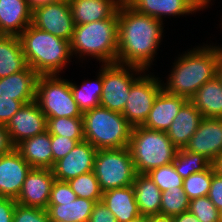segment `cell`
Returning <instances> with one entry per match:
<instances>
[{
	"label": "cell",
	"instance_id": "cell-1",
	"mask_svg": "<svg viewBox=\"0 0 222 222\" xmlns=\"http://www.w3.org/2000/svg\"><path fill=\"white\" fill-rule=\"evenodd\" d=\"M118 51L116 63L150 71L166 33L160 20L141 14L123 1L118 8ZM156 57V59H155ZM153 65V66H152ZM152 68V69H150Z\"/></svg>",
	"mask_w": 222,
	"mask_h": 222
},
{
	"label": "cell",
	"instance_id": "cell-2",
	"mask_svg": "<svg viewBox=\"0 0 222 222\" xmlns=\"http://www.w3.org/2000/svg\"><path fill=\"white\" fill-rule=\"evenodd\" d=\"M207 42L175 56L168 77L166 80L161 77L165 92L189 100L204 83L217 76V42Z\"/></svg>",
	"mask_w": 222,
	"mask_h": 222
},
{
	"label": "cell",
	"instance_id": "cell-3",
	"mask_svg": "<svg viewBox=\"0 0 222 222\" xmlns=\"http://www.w3.org/2000/svg\"><path fill=\"white\" fill-rule=\"evenodd\" d=\"M26 62L39 75H60L70 66V42L32 24L18 36Z\"/></svg>",
	"mask_w": 222,
	"mask_h": 222
},
{
	"label": "cell",
	"instance_id": "cell-4",
	"mask_svg": "<svg viewBox=\"0 0 222 222\" xmlns=\"http://www.w3.org/2000/svg\"><path fill=\"white\" fill-rule=\"evenodd\" d=\"M70 50L73 61L78 60V63H84L87 59L89 62L91 58L99 61V64L116 63L118 12L112 18L75 25Z\"/></svg>",
	"mask_w": 222,
	"mask_h": 222
},
{
	"label": "cell",
	"instance_id": "cell-5",
	"mask_svg": "<svg viewBox=\"0 0 222 222\" xmlns=\"http://www.w3.org/2000/svg\"><path fill=\"white\" fill-rule=\"evenodd\" d=\"M84 140L97 150L128 147L133 126L120 112L96 107L83 113Z\"/></svg>",
	"mask_w": 222,
	"mask_h": 222
},
{
	"label": "cell",
	"instance_id": "cell-6",
	"mask_svg": "<svg viewBox=\"0 0 222 222\" xmlns=\"http://www.w3.org/2000/svg\"><path fill=\"white\" fill-rule=\"evenodd\" d=\"M137 174H147L152 169L170 164L179 150L167 132L133 127L129 146Z\"/></svg>",
	"mask_w": 222,
	"mask_h": 222
},
{
	"label": "cell",
	"instance_id": "cell-7",
	"mask_svg": "<svg viewBox=\"0 0 222 222\" xmlns=\"http://www.w3.org/2000/svg\"><path fill=\"white\" fill-rule=\"evenodd\" d=\"M93 172L103 192L132 186L137 175L128 147L97 150Z\"/></svg>",
	"mask_w": 222,
	"mask_h": 222
},
{
	"label": "cell",
	"instance_id": "cell-8",
	"mask_svg": "<svg viewBox=\"0 0 222 222\" xmlns=\"http://www.w3.org/2000/svg\"><path fill=\"white\" fill-rule=\"evenodd\" d=\"M62 75H40L37 81L36 101L46 118L82 117L76 104L70 79Z\"/></svg>",
	"mask_w": 222,
	"mask_h": 222
},
{
	"label": "cell",
	"instance_id": "cell-9",
	"mask_svg": "<svg viewBox=\"0 0 222 222\" xmlns=\"http://www.w3.org/2000/svg\"><path fill=\"white\" fill-rule=\"evenodd\" d=\"M146 71L136 67L119 63L103 64V86L100 106L122 113L131 86Z\"/></svg>",
	"mask_w": 222,
	"mask_h": 222
},
{
	"label": "cell",
	"instance_id": "cell-10",
	"mask_svg": "<svg viewBox=\"0 0 222 222\" xmlns=\"http://www.w3.org/2000/svg\"><path fill=\"white\" fill-rule=\"evenodd\" d=\"M149 73V74H148ZM146 71L132 86L122 115L133 126H142L162 90L161 78Z\"/></svg>",
	"mask_w": 222,
	"mask_h": 222
},
{
	"label": "cell",
	"instance_id": "cell-11",
	"mask_svg": "<svg viewBox=\"0 0 222 222\" xmlns=\"http://www.w3.org/2000/svg\"><path fill=\"white\" fill-rule=\"evenodd\" d=\"M36 28L54 36L71 41L75 28L68 0L47 4L32 13V23Z\"/></svg>",
	"mask_w": 222,
	"mask_h": 222
},
{
	"label": "cell",
	"instance_id": "cell-12",
	"mask_svg": "<svg viewBox=\"0 0 222 222\" xmlns=\"http://www.w3.org/2000/svg\"><path fill=\"white\" fill-rule=\"evenodd\" d=\"M13 145L47 130V118L36 100L24 104L6 124Z\"/></svg>",
	"mask_w": 222,
	"mask_h": 222
},
{
	"label": "cell",
	"instance_id": "cell-13",
	"mask_svg": "<svg viewBox=\"0 0 222 222\" xmlns=\"http://www.w3.org/2000/svg\"><path fill=\"white\" fill-rule=\"evenodd\" d=\"M97 149L83 140L63 158L56 161L52 173L56 180L69 181L81 174L93 171Z\"/></svg>",
	"mask_w": 222,
	"mask_h": 222
},
{
	"label": "cell",
	"instance_id": "cell-14",
	"mask_svg": "<svg viewBox=\"0 0 222 222\" xmlns=\"http://www.w3.org/2000/svg\"><path fill=\"white\" fill-rule=\"evenodd\" d=\"M54 181L51 169L32 168L16 199L17 204L46 210Z\"/></svg>",
	"mask_w": 222,
	"mask_h": 222
},
{
	"label": "cell",
	"instance_id": "cell-15",
	"mask_svg": "<svg viewBox=\"0 0 222 222\" xmlns=\"http://www.w3.org/2000/svg\"><path fill=\"white\" fill-rule=\"evenodd\" d=\"M135 11L160 20L196 15L203 10L193 0H124ZM195 13V14H194ZM165 19V20H164Z\"/></svg>",
	"mask_w": 222,
	"mask_h": 222
},
{
	"label": "cell",
	"instance_id": "cell-16",
	"mask_svg": "<svg viewBox=\"0 0 222 222\" xmlns=\"http://www.w3.org/2000/svg\"><path fill=\"white\" fill-rule=\"evenodd\" d=\"M183 149L201 154L212 163L222 152V119L203 118Z\"/></svg>",
	"mask_w": 222,
	"mask_h": 222
},
{
	"label": "cell",
	"instance_id": "cell-17",
	"mask_svg": "<svg viewBox=\"0 0 222 222\" xmlns=\"http://www.w3.org/2000/svg\"><path fill=\"white\" fill-rule=\"evenodd\" d=\"M31 169L16 149L0 155V196L16 200Z\"/></svg>",
	"mask_w": 222,
	"mask_h": 222
},
{
	"label": "cell",
	"instance_id": "cell-18",
	"mask_svg": "<svg viewBox=\"0 0 222 222\" xmlns=\"http://www.w3.org/2000/svg\"><path fill=\"white\" fill-rule=\"evenodd\" d=\"M187 101L185 97L169 94L162 89L155 98L152 109L142 126L150 130L167 132L179 110Z\"/></svg>",
	"mask_w": 222,
	"mask_h": 222
},
{
	"label": "cell",
	"instance_id": "cell-19",
	"mask_svg": "<svg viewBox=\"0 0 222 222\" xmlns=\"http://www.w3.org/2000/svg\"><path fill=\"white\" fill-rule=\"evenodd\" d=\"M39 74L30 66L25 70L0 78V96L12 97L24 104L36 100Z\"/></svg>",
	"mask_w": 222,
	"mask_h": 222
},
{
	"label": "cell",
	"instance_id": "cell-20",
	"mask_svg": "<svg viewBox=\"0 0 222 222\" xmlns=\"http://www.w3.org/2000/svg\"><path fill=\"white\" fill-rule=\"evenodd\" d=\"M124 0H68L75 25L112 18Z\"/></svg>",
	"mask_w": 222,
	"mask_h": 222
},
{
	"label": "cell",
	"instance_id": "cell-21",
	"mask_svg": "<svg viewBox=\"0 0 222 222\" xmlns=\"http://www.w3.org/2000/svg\"><path fill=\"white\" fill-rule=\"evenodd\" d=\"M26 0H0V35L19 36L32 23Z\"/></svg>",
	"mask_w": 222,
	"mask_h": 222
},
{
	"label": "cell",
	"instance_id": "cell-22",
	"mask_svg": "<svg viewBox=\"0 0 222 222\" xmlns=\"http://www.w3.org/2000/svg\"><path fill=\"white\" fill-rule=\"evenodd\" d=\"M203 119L201 112L188 100L174 118L167 135L178 148H184Z\"/></svg>",
	"mask_w": 222,
	"mask_h": 222
},
{
	"label": "cell",
	"instance_id": "cell-23",
	"mask_svg": "<svg viewBox=\"0 0 222 222\" xmlns=\"http://www.w3.org/2000/svg\"><path fill=\"white\" fill-rule=\"evenodd\" d=\"M51 145V134L46 130L25 139L15 149L32 168L52 169Z\"/></svg>",
	"mask_w": 222,
	"mask_h": 222
},
{
	"label": "cell",
	"instance_id": "cell-24",
	"mask_svg": "<svg viewBox=\"0 0 222 222\" xmlns=\"http://www.w3.org/2000/svg\"><path fill=\"white\" fill-rule=\"evenodd\" d=\"M101 201L112 212L118 222H129L141 216L133 186L104 191Z\"/></svg>",
	"mask_w": 222,
	"mask_h": 222
},
{
	"label": "cell",
	"instance_id": "cell-25",
	"mask_svg": "<svg viewBox=\"0 0 222 222\" xmlns=\"http://www.w3.org/2000/svg\"><path fill=\"white\" fill-rule=\"evenodd\" d=\"M189 101L201 112L203 118L222 119V81L216 76L204 83Z\"/></svg>",
	"mask_w": 222,
	"mask_h": 222
},
{
	"label": "cell",
	"instance_id": "cell-26",
	"mask_svg": "<svg viewBox=\"0 0 222 222\" xmlns=\"http://www.w3.org/2000/svg\"><path fill=\"white\" fill-rule=\"evenodd\" d=\"M95 202L77 197L70 202H48L47 213L51 221L89 222Z\"/></svg>",
	"mask_w": 222,
	"mask_h": 222
},
{
	"label": "cell",
	"instance_id": "cell-27",
	"mask_svg": "<svg viewBox=\"0 0 222 222\" xmlns=\"http://www.w3.org/2000/svg\"><path fill=\"white\" fill-rule=\"evenodd\" d=\"M139 212L142 216L160 214L162 191L147 174H137L132 184Z\"/></svg>",
	"mask_w": 222,
	"mask_h": 222
},
{
	"label": "cell",
	"instance_id": "cell-28",
	"mask_svg": "<svg viewBox=\"0 0 222 222\" xmlns=\"http://www.w3.org/2000/svg\"><path fill=\"white\" fill-rule=\"evenodd\" d=\"M28 67L18 36L0 35V78H5Z\"/></svg>",
	"mask_w": 222,
	"mask_h": 222
},
{
	"label": "cell",
	"instance_id": "cell-29",
	"mask_svg": "<svg viewBox=\"0 0 222 222\" xmlns=\"http://www.w3.org/2000/svg\"><path fill=\"white\" fill-rule=\"evenodd\" d=\"M99 72L95 75L96 78L84 79L81 84L70 80V88L76 104L82 113L100 106V97L103 86V64H99Z\"/></svg>",
	"mask_w": 222,
	"mask_h": 222
},
{
	"label": "cell",
	"instance_id": "cell-30",
	"mask_svg": "<svg viewBox=\"0 0 222 222\" xmlns=\"http://www.w3.org/2000/svg\"><path fill=\"white\" fill-rule=\"evenodd\" d=\"M47 131L51 135L67 137L73 140H84L82 117L47 118Z\"/></svg>",
	"mask_w": 222,
	"mask_h": 222
},
{
	"label": "cell",
	"instance_id": "cell-31",
	"mask_svg": "<svg viewBox=\"0 0 222 222\" xmlns=\"http://www.w3.org/2000/svg\"><path fill=\"white\" fill-rule=\"evenodd\" d=\"M177 173L184 179L191 174L206 170L211 162L201 154L189 152L180 148L173 161Z\"/></svg>",
	"mask_w": 222,
	"mask_h": 222
},
{
	"label": "cell",
	"instance_id": "cell-32",
	"mask_svg": "<svg viewBox=\"0 0 222 222\" xmlns=\"http://www.w3.org/2000/svg\"><path fill=\"white\" fill-rule=\"evenodd\" d=\"M77 197L96 202L102 200L103 191L93 171L81 174L68 181Z\"/></svg>",
	"mask_w": 222,
	"mask_h": 222
},
{
	"label": "cell",
	"instance_id": "cell-33",
	"mask_svg": "<svg viewBox=\"0 0 222 222\" xmlns=\"http://www.w3.org/2000/svg\"><path fill=\"white\" fill-rule=\"evenodd\" d=\"M214 173V168L211 165L204 171L184 178L183 189L189 200L208 195Z\"/></svg>",
	"mask_w": 222,
	"mask_h": 222
},
{
	"label": "cell",
	"instance_id": "cell-34",
	"mask_svg": "<svg viewBox=\"0 0 222 222\" xmlns=\"http://www.w3.org/2000/svg\"><path fill=\"white\" fill-rule=\"evenodd\" d=\"M190 200L184 189H169L162 192L160 214L174 217L189 210Z\"/></svg>",
	"mask_w": 222,
	"mask_h": 222
},
{
	"label": "cell",
	"instance_id": "cell-35",
	"mask_svg": "<svg viewBox=\"0 0 222 222\" xmlns=\"http://www.w3.org/2000/svg\"><path fill=\"white\" fill-rule=\"evenodd\" d=\"M147 175L162 192L169 189H183L184 179L177 173L173 162L152 169Z\"/></svg>",
	"mask_w": 222,
	"mask_h": 222
},
{
	"label": "cell",
	"instance_id": "cell-36",
	"mask_svg": "<svg viewBox=\"0 0 222 222\" xmlns=\"http://www.w3.org/2000/svg\"><path fill=\"white\" fill-rule=\"evenodd\" d=\"M189 211L194 214L200 222H219V210L208 196L190 200Z\"/></svg>",
	"mask_w": 222,
	"mask_h": 222
},
{
	"label": "cell",
	"instance_id": "cell-37",
	"mask_svg": "<svg viewBox=\"0 0 222 222\" xmlns=\"http://www.w3.org/2000/svg\"><path fill=\"white\" fill-rule=\"evenodd\" d=\"M47 210L16 204L13 222H49Z\"/></svg>",
	"mask_w": 222,
	"mask_h": 222
},
{
	"label": "cell",
	"instance_id": "cell-38",
	"mask_svg": "<svg viewBox=\"0 0 222 222\" xmlns=\"http://www.w3.org/2000/svg\"><path fill=\"white\" fill-rule=\"evenodd\" d=\"M81 141L83 140L51 135L52 167L56 161L65 157Z\"/></svg>",
	"mask_w": 222,
	"mask_h": 222
},
{
	"label": "cell",
	"instance_id": "cell-39",
	"mask_svg": "<svg viewBox=\"0 0 222 222\" xmlns=\"http://www.w3.org/2000/svg\"><path fill=\"white\" fill-rule=\"evenodd\" d=\"M77 195L72 191L67 181L56 180L53 183L49 202H70L74 201Z\"/></svg>",
	"mask_w": 222,
	"mask_h": 222
},
{
	"label": "cell",
	"instance_id": "cell-40",
	"mask_svg": "<svg viewBox=\"0 0 222 222\" xmlns=\"http://www.w3.org/2000/svg\"><path fill=\"white\" fill-rule=\"evenodd\" d=\"M24 105L22 101L14 100L12 97L0 96V124L5 125L11 117Z\"/></svg>",
	"mask_w": 222,
	"mask_h": 222
},
{
	"label": "cell",
	"instance_id": "cell-41",
	"mask_svg": "<svg viewBox=\"0 0 222 222\" xmlns=\"http://www.w3.org/2000/svg\"><path fill=\"white\" fill-rule=\"evenodd\" d=\"M89 222H118L112 212L102 201L96 202L93 206Z\"/></svg>",
	"mask_w": 222,
	"mask_h": 222
},
{
	"label": "cell",
	"instance_id": "cell-42",
	"mask_svg": "<svg viewBox=\"0 0 222 222\" xmlns=\"http://www.w3.org/2000/svg\"><path fill=\"white\" fill-rule=\"evenodd\" d=\"M208 198L220 210L222 209V176L213 174L211 187L208 192Z\"/></svg>",
	"mask_w": 222,
	"mask_h": 222
},
{
	"label": "cell",
	"instance_id": "cell-43",
	"mask_svg": "<svg viewBox=\"0 0 222 222\" xmlns=\"http://www.w3.org/2000/svg\"><path fill=\"white\" fill-rule=\"evenodd\" d=\"M16 204L15 199L0 197V222H13Z\"/></svg>",
	"mask_w": 222,
	"mask_h": 222
},
{
	"label": "cell",
	"instance_id": "cell-44",
	"mask_svg": "<svg viewBox=\"0 0 222 222\" xmlns=\"http://www.w3.org/2000/svg\"><path fill=\"white\" fill-rule=\"evenodd\" d=\"M15 149L10 135L5 125L0 124V155H5L12 152Z\"/></svg>",
	"mask_w": 222,
	"mask_h": 222
},
{
	"label": "cell",
	"instance_id": "cell-45",
	"mask_svg": "<svg viewBox=\"0 0 222 222\" xmlns=\"http://www.w3.org/2000/svg\"><path fill=\"white\" fill-rule=\"evenodd\" d=\"M63 0H26L29 9L34 12L36 9L46 6L47 4L59 2Z\"/></svg>",
	"mask_w": 222,
	"mask_h": 222
},
{
	"label": "cell",
	"instance_id": "cell-46",
	"mask_svg": "<svg viewBox=\"0 0 222 222\" xmlns=\"http://www.w3.org/2000/svg\"><path fill=\"white\" fill-rule=\"evenodd\" d=\"M174 222H200L189 210L173 217Z\"/></svg>",
	"mask_w": 222,
	"mask_h": 222
},
{
	"label": "cell",
	"instance_id": "cell-47",
	"mask_svg": "<svg viewBox=\"0 0 222 222\" xmlns=\"http://www.w3.org/2000/svg\"><path fill=\"white\" fill-rule=\"evenodd\" d=\"M217 44V77L222 81V44Z\"/></svg>",
	"mask_w": 222,
	"mask_h": 222
},
{
	"label": "cell",
	"instance_id": "cell-48",
	"mask_svg": "<svg viewBox=\"0 0 222 222\" xmlns=\"http://www.w3.org/2000/svg\"><path fill=\"white\" fill-rule=\"evenodd\" d=\"M147 222H174L173 217H168L165 215H153L147 217Z\"/></svg>",
	"mask_w": 222,
	"mask_h": 222
},
{
	"label": "cell",
	"instance_id": "cell-49",
	"mask_svg": "<svg viewBox=\"0 0 222 222\" xmlns=\"http://www.w3.org/2000/svg\"><path fill=\"white\" fill-rule=\"evenodd\" d=\"M216 174L222 176V152L211 163Z\"/></svg>",
	"mask_w": 222,
	"mask_h": 222
},
{
	"label": "cell",
	"instance_id": "cell-50",
	"mask_svg": "<svg viewBox=\"0 0 222 222\" xmlns=\"http://www.w3.org/2000/svg\"><path fill=\"white\" fill-rule=\"evenodd\" d=\"M202 10H208V8H211L213 2L215 0H193ZM213 1V2H212Z\"/></svg>",
	"mask_w": 222,
	"mask_h": 222
},
{
	"label": "cell",
	"instance_id": "cell-51",
	"mask_svg": "<svg viewBox=\"0 0 222 222\" xmlns=\"http://www.w3.org/2000/svg\"><path fill=\"white\" fill-rule=\"evenodd\" d=\"M129 222H147V217L141 215L133 220H130Z\"/></svg>",
	"mask_w": 222,
	"mask_h": 222
},
{
	"label": "cell",
	"instance_id": "cell-52",
	"mask_svg": "<svg viewBox=\"0 0 222 222\" xmlns=\"http://www.w3.org/2000/svg\"><path fill=\"white\" fill-rule=\"evenodd\" d=\"M219 222H222V209L219 210Z\"/></svg>",
	"mask_w": 222,
	"mask_h": 222
}]
</instances>
